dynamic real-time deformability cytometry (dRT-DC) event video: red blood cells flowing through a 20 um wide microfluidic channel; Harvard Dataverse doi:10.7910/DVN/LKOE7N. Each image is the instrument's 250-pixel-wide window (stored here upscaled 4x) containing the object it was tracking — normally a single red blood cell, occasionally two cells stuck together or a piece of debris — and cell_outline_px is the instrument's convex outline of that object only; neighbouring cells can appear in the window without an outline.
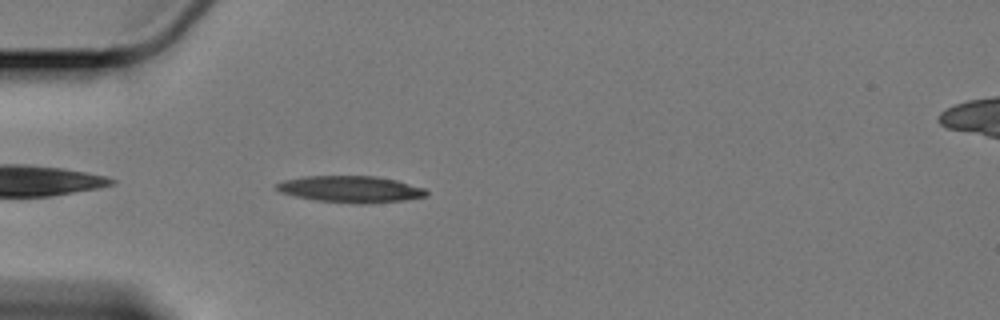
{"species": "Egyptian fruit bat (a non-hibernating species)", "species_latin": "Rousettus aegyptiacus", "temperature_condition": "cold", "stored_images_in_passage": 45, "camera_frame_rate_fps": 3000, "um_per_image_px": 0.085, "animal": {"sex": "female"}, "frame": {"image": 1, "passage_image": 3, "time_ms": 0.667, "image_size_px": [1000, 320], "cell_outline_px": [[428, 196], [404, 200], [360, 204], [320, 200], [296, 196], [280, 192], [276, 188], [276, 184], [284, 180], [304, 176], [376, 176], [396, 180], [424, 188], [428, 192]], "centroid_in_image_um": [29.83, 16.07], "position_along_channel_um": 55.2, "area_um2": 22.95}}
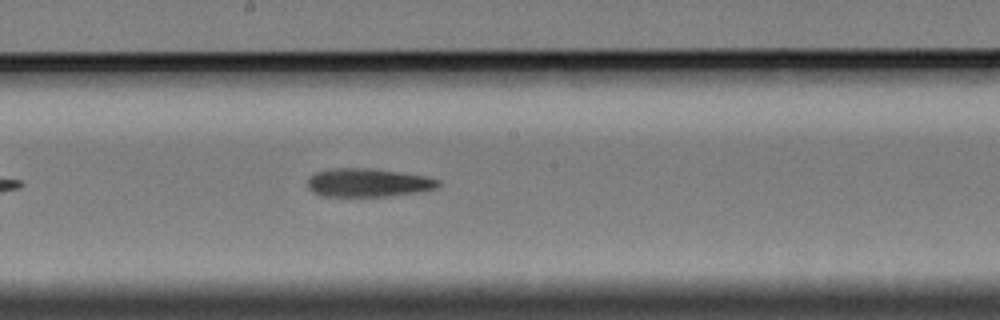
{"frame": {"image": 2, "passage_image": 18, "time_ms": 5.667, "image_size_px": [1000, 320], "cell_outline_px": [[440, 184], [436, 188], [416, 192], [388, 196], [324, 196], [312, 192], [308, 188], [308, 180], [316, 172], [332, 168], [368, 168], [424, 176], [440, 180]], "centroid_in_image_um": [31.26, 15.53], "position_along_channel_um": 216.9, "area_um2": 21.33}}
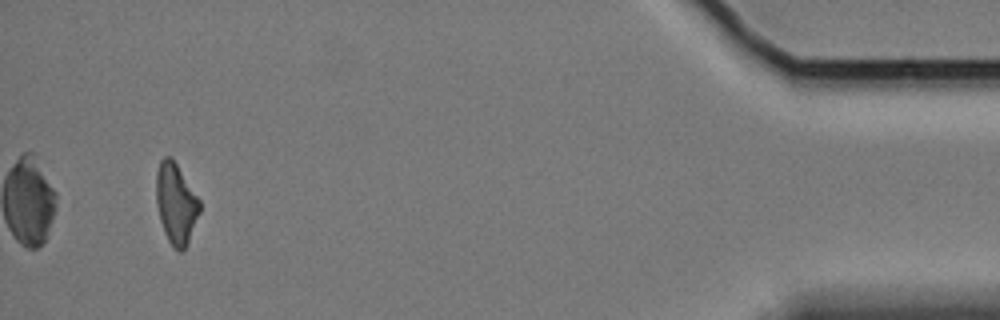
{"frame": {"image": 3, "passage_image": 42, "time_ms": 13.667, "image_size_px": [1000, 320], "cell_outline_px": [[200, 212], [188, 244], [184, 252], [180, 252], [168, 240], [164, 232], [160, 220], [156, 204], [156, 172], [160, 160], [164, 156], [172, 156], [200, 200]], "centroid_in_image_um": [14.96, 17.29], "position_along_channel_um": 420.2, "area_um2": 20.63}}